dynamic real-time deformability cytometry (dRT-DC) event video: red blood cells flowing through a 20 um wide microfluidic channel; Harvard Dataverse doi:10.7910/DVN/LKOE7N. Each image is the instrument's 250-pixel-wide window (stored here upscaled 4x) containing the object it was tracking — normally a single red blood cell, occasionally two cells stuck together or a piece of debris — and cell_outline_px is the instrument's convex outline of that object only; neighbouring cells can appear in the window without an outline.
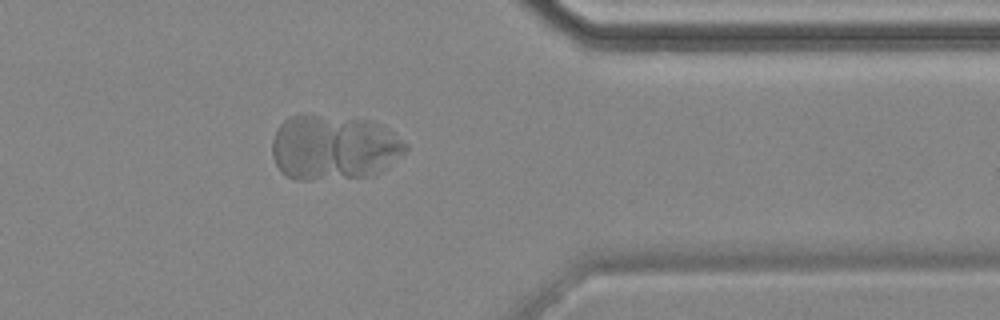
{"species": "common noctule bat (a hibernating species)", "species_latin": "Nyctalus noctula", "temperature_condition": "cold", "stored_images_in_passage": 9, "segment_of_instrument_passage": [2, 2], "camera_frame_rate_fps": 3000, "um_per_image_px": 0.085, "animal": {"sex": "female", "body_mass_g": 18.4}, "frame": {"image": 1, "passage_image": 9, "time_ms": 9.333, "image_size_px": [1000, 320], "cell_outline_px": [[408, 148], [404, 152], [376, 176], [308, 180], [296, 180], [280, 172], [272, 156], [272, 140], [280, 124], [288, 116], [304, 112], [312, 112], [372, 120], [388, 128], [408, 144]], "centroid_in_image_um": [28.36, 12.49], "position_along_channel_um": 383.0, "area_um2": 51.9}}